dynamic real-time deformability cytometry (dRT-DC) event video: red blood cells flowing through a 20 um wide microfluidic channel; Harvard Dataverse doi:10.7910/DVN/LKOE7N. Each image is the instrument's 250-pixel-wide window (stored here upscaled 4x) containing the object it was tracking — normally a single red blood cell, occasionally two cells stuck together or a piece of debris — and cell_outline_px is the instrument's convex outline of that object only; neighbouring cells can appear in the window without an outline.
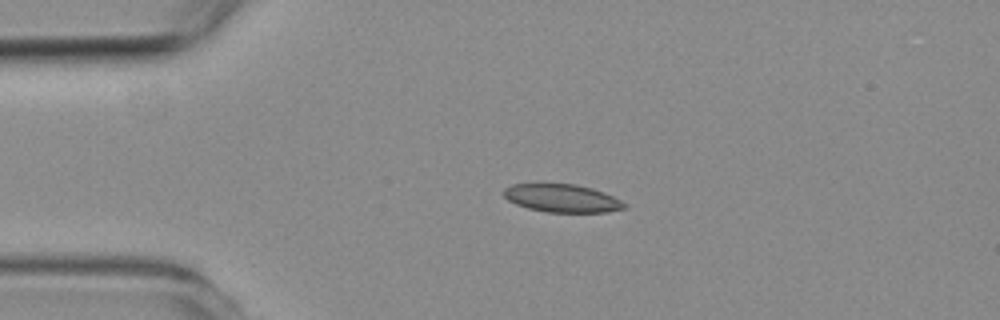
{"species": "common noctule bat (a hibernating species)", "species_latin": "Nyctalus noctula", "temperature_condition": "room temperature", "stored_images_in_passage": 3, "camera_frame_rate_fps": 3000, "um_per_image_px": 0.085, "animal": {"sex": "female", "body_mass_g": 19.3, "forearm_length_mm": 54.1}, "frame": {"image": 1, "passage_image": 2, "time_ms": 1.333, "image_size_px": [1000, 320], "cell_outline_px": [[628, 208], [608, 212], [544, 212], [528, 208], [516, 204], [508, 200], [504, 196], [504, 188], [512, 184], [576, 184], [592, 188], [604, 192], [628, 204]], "centroid_in_image_um": [47.81, 16.85], "position_along_channel_um": 37.2, "area_um2": 19.77}}